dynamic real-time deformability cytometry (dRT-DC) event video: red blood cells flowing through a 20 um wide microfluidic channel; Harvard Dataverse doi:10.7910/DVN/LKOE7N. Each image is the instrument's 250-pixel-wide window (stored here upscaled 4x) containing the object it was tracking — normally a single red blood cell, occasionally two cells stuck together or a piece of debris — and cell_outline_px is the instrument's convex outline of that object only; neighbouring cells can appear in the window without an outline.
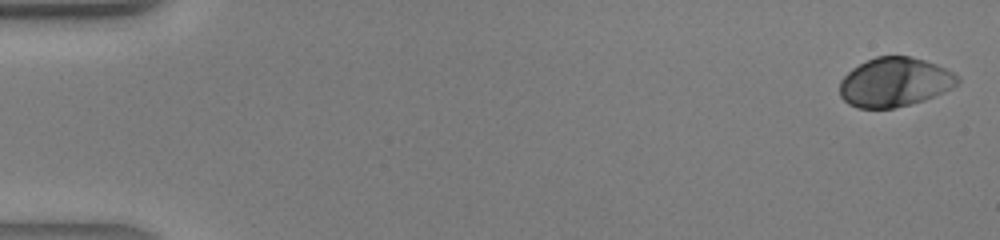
{"species": "human", "species_latin": "Homo sapiens", "temperature_condition": "warm", "stored_images_in_passage": 42, "camera_frame_rate_fps": 3000, "um_per_image_px": 0.085, "donor": {"sex": "male"}, "frame": {"image": 1, "passage_image": 1, "time_ms": 0.0, "image_size_px": [1000, 240], "cell_outline_px": [[960, 84], [944, 92], [924, 100], [892, 108], [856, 108], [848, 104], [840, 96], [840, 80], [852, 68], [876, 56], [908, 56], [924, 60], [936, 64], [960, 76]], "centroid_in_image_um": [76.05, 6.99], "position_along_channel_um": 8.9, "area_um2": 33.76}}
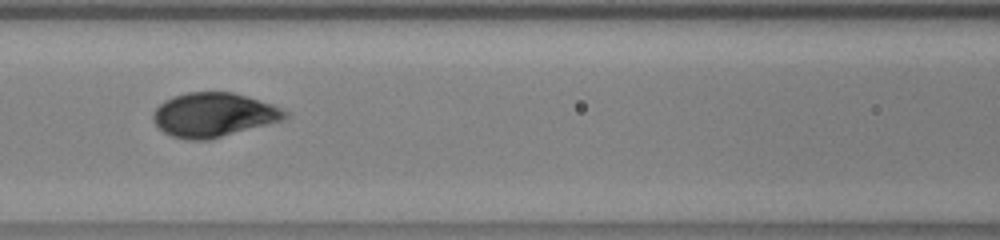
{"frame": {"image": 2, "passage_image": 19, "time_ms": 6.0, "image_size_px": [1000, 240], "cell_outline_px": [[288, 120], [208, 140], [188, 140], [172, 136], [164, 132], [152, 120], [152, 112], [164, 100], [172, 96], [188, 92], [232, 92], [272, 104], [288, 112]], "centroid_in_image_um": [18.18, 9.77], "position_along_channel_um": 148.4, "area_um2": 34.22}}
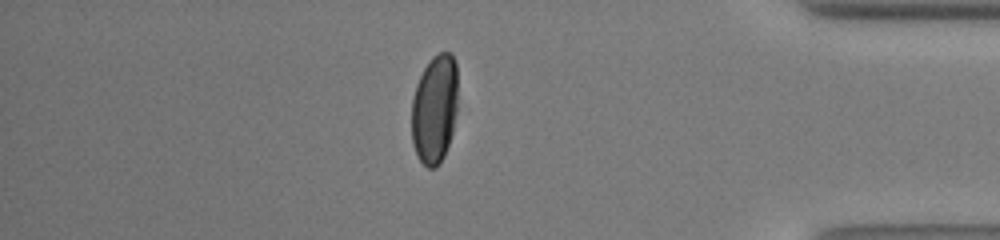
{"frame": {"image": 3, "passage_image": 36, "time_ms": 11.667, "image_size_px": [1000, 240], "cell_outline_px": [[456, 112], [452, 132], [444, 156], [440, 164], [436, 168], [428, 168], [416, 156], [412, 144], [412, 100], [416, 84], [424, 68], [432, 56], [440, 52], [452, 52], [456, 60]], "centroid_in_image_um": [36.93, 9.27], "position_along_channel_um": 398.3, "area_um2": 29.48}}